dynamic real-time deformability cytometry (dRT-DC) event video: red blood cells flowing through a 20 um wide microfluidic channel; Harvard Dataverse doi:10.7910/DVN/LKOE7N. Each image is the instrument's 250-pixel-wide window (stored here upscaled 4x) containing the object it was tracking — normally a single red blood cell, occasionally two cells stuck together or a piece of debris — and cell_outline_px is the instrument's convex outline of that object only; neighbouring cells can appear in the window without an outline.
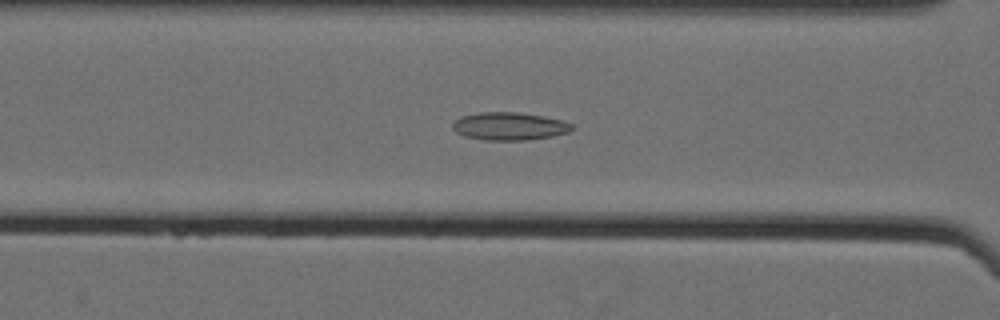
{"species": "Egyptian fruit bat (a non-hibernating species)", "species_latin": "Rousettus aegyptiacus", "temperature_condition": "cold", "stored_images_in_passage": 61, "camera_frame_rate_fps": 3000, "um_per_image_px": 0.085, "animal": {"sex": "female"}, "frame": {"image": 1, "passage_image": 29, "time_ms": 9.333, "image_size_px": [1000, 320], "cell_outline_px": [[572, 128], [568, 132], [552, 136], [528, 140], [484, 140], [464, 136], [456, 132], [452, 128], [452, 124], [460, 116], [480, 112], [516, 112], [544, 116], [560, 120], [572, 124]], "centroid_in_image_um": [43.25, 10.73], "position_along_channel_um": 123.3, "area_um2": 19.31}}
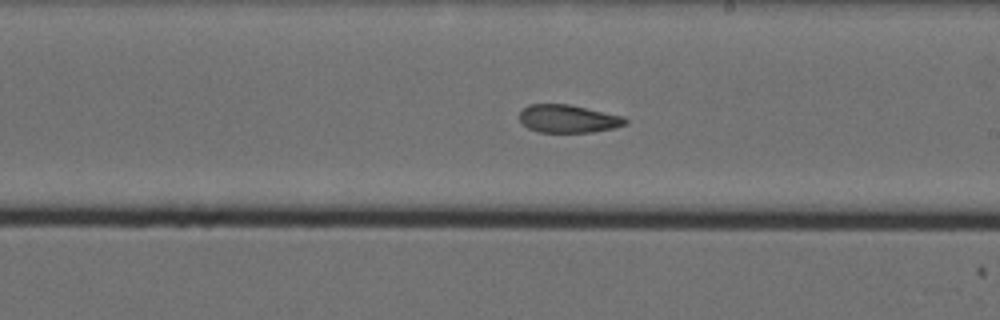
{"frame": {"image": 2, "passage_image": 39, "time_ms": 12.667, "image_size_px": [1000, 320], "cell_outline_px": [[628, 124], [612, 128], [592, 132], [540, 132], [528, 128], [520, 120], [520, 112], [528, 104], [568, 104], [624, 116], [628, 120]], "centroid_in_image_um": [48.31, 10.09], "position_along_channel_um": 240.7, "area_um2": 17.17}}
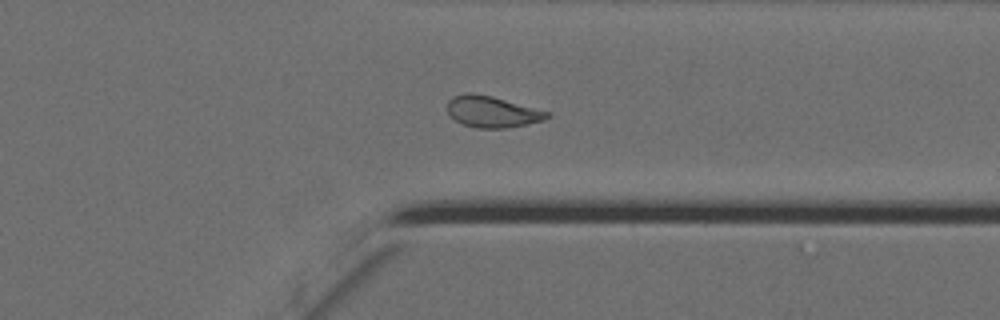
{"frame": {"image": 3, "passage_image": 50, "time_ms": 16.333, "image_size_px": [1000, 320], "cell_outline_px": [[552, 116], [544, 120], [508, 128], [476, 128], [464, 124], [456, 120], [448, 112], [448, 100], [452, 96], [464, 92], [472, 92], [492, 96], [552, 112]], "centroid_in_image_um": [41.87, 9.48], "position_along_channel_um": 369.5, "area_um2": 18.38}, "authors_computed_cell_mechanics": {"area_um2": 19.074, "velocity_mm_per_s": 3.5306, "shape_relaxation_time_tau1_ms": null, "shape_relaxation_time_tau2_ms": 3.7373, "deformation_change_tau1": null, "deformation_change_tau2": 0.1049}}